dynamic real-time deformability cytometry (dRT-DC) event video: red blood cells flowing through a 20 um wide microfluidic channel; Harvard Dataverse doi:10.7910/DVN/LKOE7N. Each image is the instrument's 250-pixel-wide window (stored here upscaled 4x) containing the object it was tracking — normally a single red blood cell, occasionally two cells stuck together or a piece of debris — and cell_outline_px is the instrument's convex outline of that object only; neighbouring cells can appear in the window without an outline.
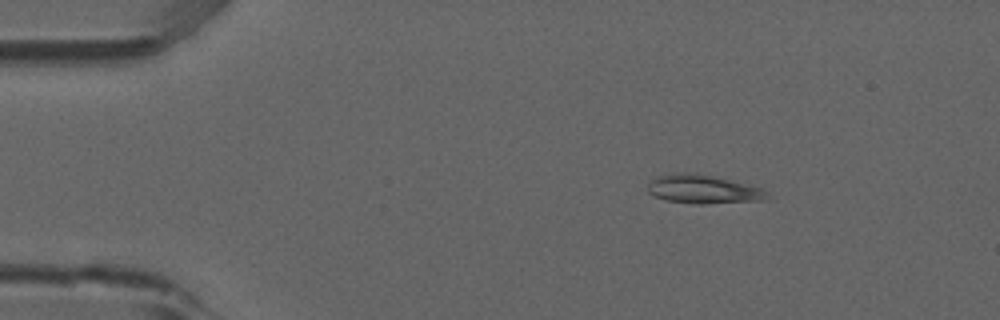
{"species": "common noctule bat (a hibernating species)", "species_latin": "Nyctalus noctula", "temperature_condition": "room temperature", "stored_images_in_passage": 46, "camera_frame_rate_fps": 3000, "um_per_image_px": 0.085, "animal": {"sex": "male", "forearm_length_mm": 52.5}, "frame": {"image": 1, "passage_image": 1, "time_ms": 0.0, "image_size_px": [1000, 320], "cell_outline_px": [[772, 196], [760, 200], [704, 204], [696, 204], [668, 200], [656, 196], [648, 192], [648, 184], [656, 176], [676, 172], [680, 172], [712, 176], [764, 188]], "centroid_in_image_um": [59.79, 16.09], "position_along_channel_um": 25.2, "area_um2": 19.71}}
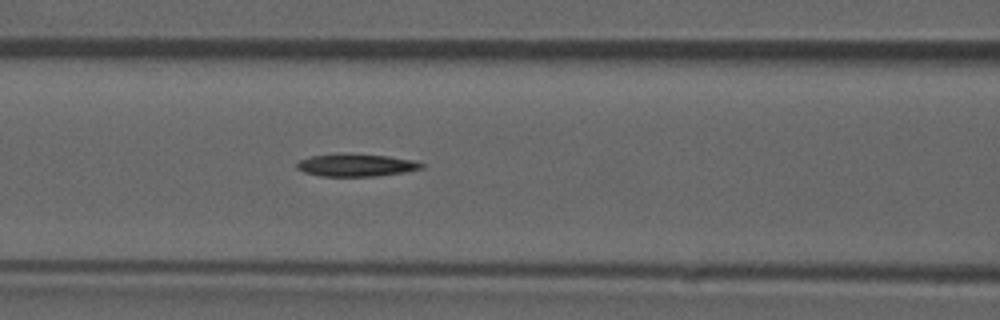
{"frame": {"image": 2, "passage_image": 15, "time_ms": 4.667, "image_size_px": [1000, 320], "cell_outline_px": [[424, 168], [404, 172], [372, 176], [320, 176], [304, 172], [296, 168], [296, 164], [300, 160], [312, 156], [340, 152], [344, 152], [388, 156], [412, 160], [424, 164]], "centroid_in_image_um": [30.24, 14.02], "position_along_channel_um": 136.4, "area_um2": 16.53}}
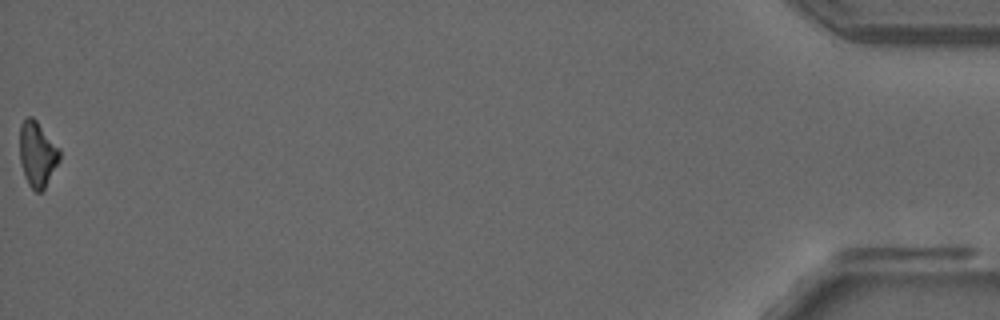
{"frame": {"image": 3, "passage_image": 46, "time_ms": 15.0, "image_size_px": [1000, 320], "cell_outline_px": [[60, 160], [44, 188], [40, 192], [36, 192], [28, 184], [24, 176], [20, 160], [20, 124], [28, 116], [32, 116], [36, 120], [60, 148]], "centroid_in_image_um": [3.18, 13.09], "position_along_channel_um": 432.0, "area_um2": 15.14}}